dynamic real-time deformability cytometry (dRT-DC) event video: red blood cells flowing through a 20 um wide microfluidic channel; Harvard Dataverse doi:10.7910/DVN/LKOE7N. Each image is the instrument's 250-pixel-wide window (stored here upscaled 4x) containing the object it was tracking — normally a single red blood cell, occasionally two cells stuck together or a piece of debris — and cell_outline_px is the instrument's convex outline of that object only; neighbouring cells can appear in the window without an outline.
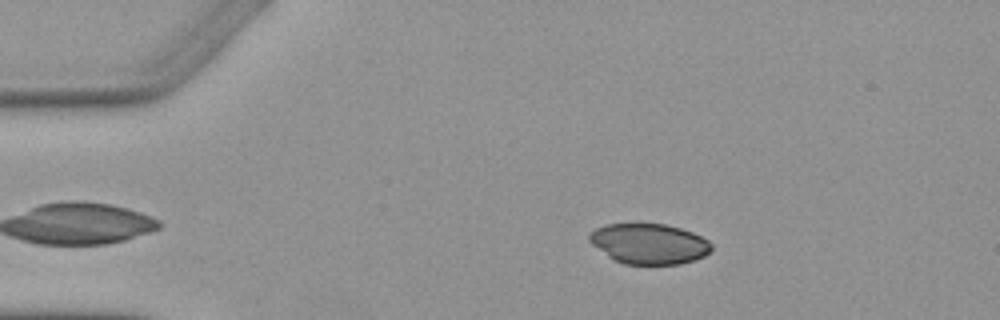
{"species": "Egyptian fruit bat (a non-hibernating species)", "species_latin": "Rousettus aegyptiacus", "temperature_condition": "warm", "stored_images_in_passage": 3, "camera_frame_rate_fps": 3000, "um_per_image_px": 0.085, "animal": {"sex": "female"}, "frame": {"image": 1, "passage_image": 1, "time_ms": 0.0, "image_size_px": [1000, 320], "cell_outline_px": [[712, 248], [704, 256], [680, 264], [624, 264], [612, 260], [592, 244], [588, 240], [588, 232], [604, 224], [664, 224], [680, 228], [692, 232], [708, 240], [712, 244]], "centroid_in_image_um": [55.13, 20.72], "position_along_channel_um": 29.9, "area_um2": 28.78}}
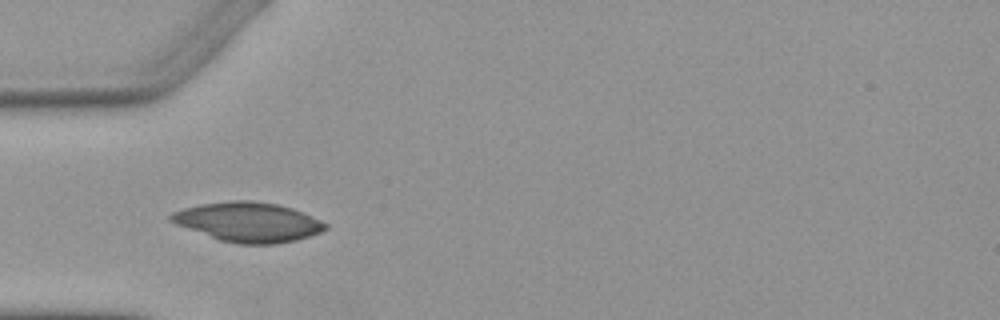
{"frame": {"image": 2, "passage_image": 3, "time_ms": 2.333, "image_size_px": [1000, 320], "cell_outline_px": [[328, 228], [320, 232], [296, 240], [276, 244], [236, 244], [220, 240], [176, 224], [168, 220], [168, 216], [172, 212], [184, 208], [200, 204], [232, 200], [252, 200], [276, 204], [292, 208], [320, 220], [328, 224]], "centroid_in_image_um": [21.08, 18.87], "position_along_channel_um": 63.9, "area_um2": 35.49}}